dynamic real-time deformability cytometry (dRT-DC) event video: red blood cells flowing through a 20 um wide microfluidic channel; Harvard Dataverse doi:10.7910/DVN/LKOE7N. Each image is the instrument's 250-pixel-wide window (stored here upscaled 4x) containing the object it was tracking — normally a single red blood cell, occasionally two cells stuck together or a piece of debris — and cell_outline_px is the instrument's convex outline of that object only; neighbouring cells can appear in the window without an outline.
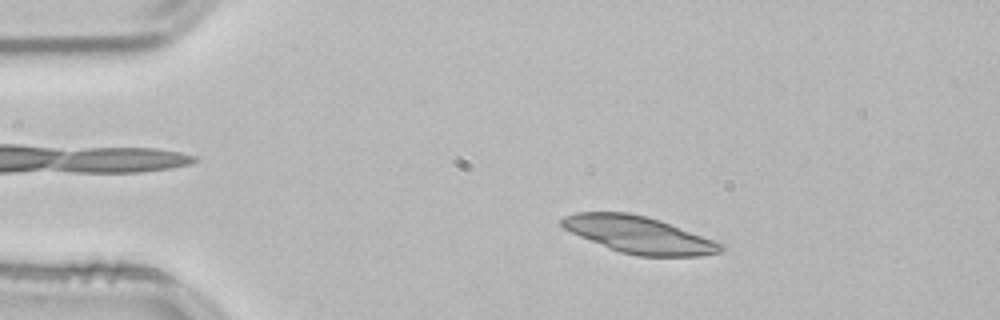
{"species": "common noctule bat (a hibernating species)", "species_latin": "Nyctalus noctula", "temperature_condition": "room temperature", "stored_images_in_passage": 52, "camera_frame_rate_fps": 3000, "um_per_image_px": 0.085, "animal": {"sex": "male", "body_mass_g": 21.5, "forearm_length_mm": 52.0}, "frame": {"image": 1, "passage_image": 9, "time_ms": 2.667, "image_size_px": [1000, 320], "cell_outline_px": [[728, 248], [720, 252], [700, 256], [636, 256], [620, 252], [580, 236], [564, 228], [560, 224], [560, 220], [564, 216], [576, 212], [628, 212], [660, 220], [724, 244]], "centroid_in_image_um": [54.33, 19.96], "position_along_channel_um": 30.7, "area_um2": 33.93}}